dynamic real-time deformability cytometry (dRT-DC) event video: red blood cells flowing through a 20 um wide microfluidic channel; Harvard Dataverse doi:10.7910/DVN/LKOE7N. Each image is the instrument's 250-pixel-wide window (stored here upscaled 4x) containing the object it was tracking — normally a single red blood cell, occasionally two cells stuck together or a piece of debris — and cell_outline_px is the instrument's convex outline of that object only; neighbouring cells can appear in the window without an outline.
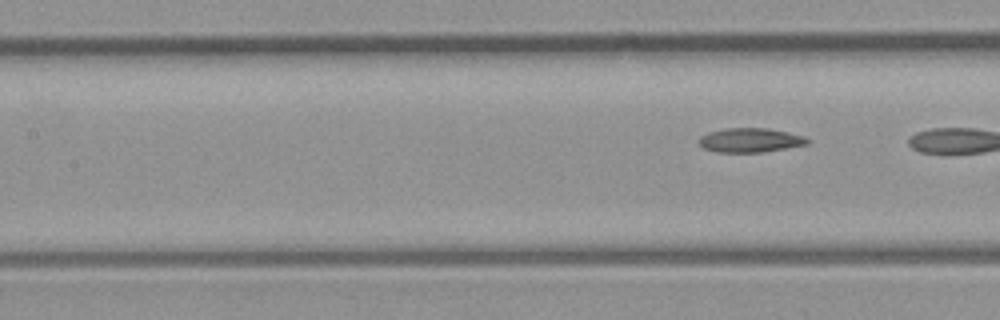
{"species": "common noctule bat (a hibernating species)", "species_latin": "Nyctalus noctula", "temperature_condition": "room temperature", "stored_images_in_passage": 5, "segment_of_instrument_passage": [2, 2], "camera_frame_rate_fps": 3000, "um_per_image_px": 0.085, "animal": {"sex": "male", "body_mass_g": 23.1, "forearm_length_mm": 52.7}, "frame": {"image": 1, "passage_image": 5, "time_ms": 1.333, "image_size_px": [1000, 320], "cell_outline_px": [[812, 140], [808, 144], [788, 148], [764, 152], [716, 152], [704, 148], [700, 144], [700, 136], [708, 132], [724, 128], [768, 128], [788, 132], [804, 136]], "centroid_in_image_um": [63.81, 11.91], "position_along_channel_um": 143.6, "area_um2": 15.43}}